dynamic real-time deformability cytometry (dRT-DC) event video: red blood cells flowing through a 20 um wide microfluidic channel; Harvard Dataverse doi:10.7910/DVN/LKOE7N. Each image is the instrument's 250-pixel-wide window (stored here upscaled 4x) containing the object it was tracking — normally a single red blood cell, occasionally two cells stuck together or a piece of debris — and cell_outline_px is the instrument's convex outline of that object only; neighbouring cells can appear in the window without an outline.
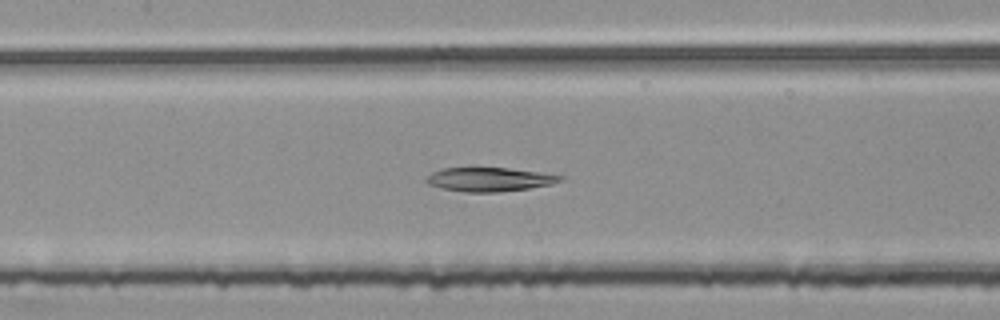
{"species": "common noctule bat (a hibernating species)", "species_latin": "Nyctalus noctula", "temperature_condition": "room temperature", "stored_images_in_passage": 54, "camera_frame_rate_fps": 3000, "um_per_image_px": 0.085, "animal": {"sex": "female", "body_mass_g": 25.1}, "frame": {"image": 1, "passage_image": 25, "time_ms": 8.0, "image_size_px": [1000, 320], "cell_outline_px": [[564, 176], [560, 180], [552, 184], [528, 188], [500, 192], [464, 192], [440, 188], [428, 184], [424, 180], [432, 172], [444, 168], [508, 168], [540, 172]], "centroid_in_image_um": [41.57, 15.25], "position_along_channel_um": 165.8, "area_um2": 18.55}}
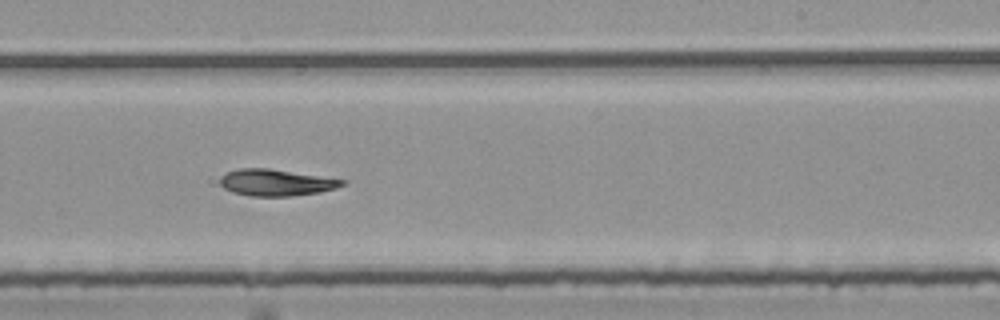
{"frame": {"image": 2, "passage_image": 33, "time_ms": 10.667, "image_size_px": [1000, 320], "cell_outline_px": [[348, 180], [344, 184], [336, 188], [320, 192], [292, 196], [248, 196], [232, 192], [224, 188], [220, 184], [220, 176], [228, 172], [240, 168], [268, 168]], "centroid_in_image_um": [23.46, 15.52], "position_along_channel_um": 265.5, "area_um2": 18.96}}
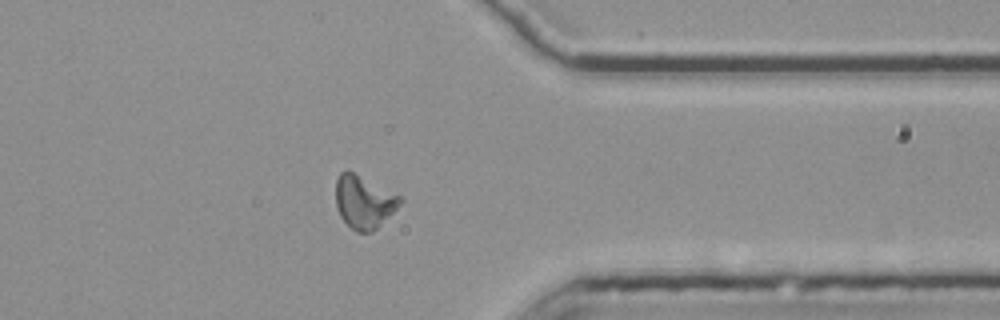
{"frame": {"image": 3, "passage_image": 43, "time_ms": 14.0, "image_size_px": [1000, 320], "cell_outline_px": [[400, 204], [372, 232], [356, 232], [340, 216], [336, 208], [336, 180], [340, 172], [352, 172], [400, 196]], "centroid_in_image_um": [30.89, 17.18], "position_along_channel_um": 380.5, "area_um2": 19.13}}